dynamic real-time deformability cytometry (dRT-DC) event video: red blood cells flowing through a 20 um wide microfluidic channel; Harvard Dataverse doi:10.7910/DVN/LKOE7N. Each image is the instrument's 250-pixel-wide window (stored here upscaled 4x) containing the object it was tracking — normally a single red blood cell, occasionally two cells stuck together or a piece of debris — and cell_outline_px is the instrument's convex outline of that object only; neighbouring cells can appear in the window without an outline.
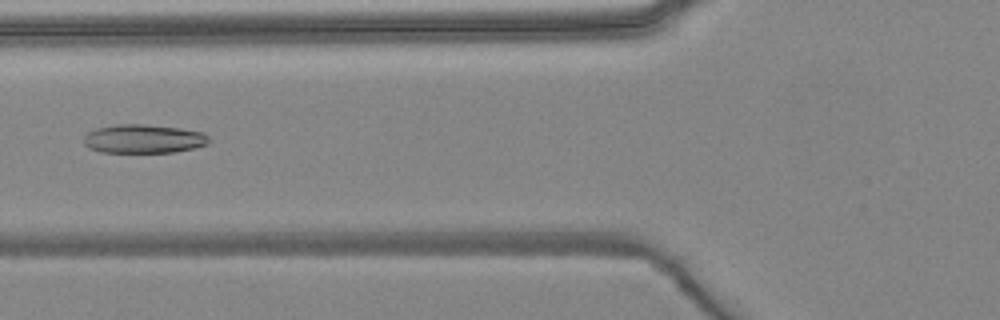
{"species": "common noctule bat (a hibernating species)", "species_latin": "Nyctalus noctula", "temperature_condition": "warm", "stored_images_in_passage": 6, "camera_frame_rate_fps": 3000, "um_per_image_px": 0.085, "animal": {"sex": "female", "body_mass_g": 24.6, "forearm_length_mm": 56.2}, "frame": {"image": 1, "passage_image": 6, "time_ms": 6.0, "image_size_px": [1000, 320], "cell_outline_px": [[208, 144], [192, 148], [172, 152], [100, 152], [88, 148], [84, 144], [84, 136], [88, 132], [96, 128], [116, 124], [144, 124], [180, 128], [204, 132], [208, 136]], "centroid_in_image_um": [12.17, 11.79], "position_along_channel_um": 113.6, "area_um2": 20.98}}